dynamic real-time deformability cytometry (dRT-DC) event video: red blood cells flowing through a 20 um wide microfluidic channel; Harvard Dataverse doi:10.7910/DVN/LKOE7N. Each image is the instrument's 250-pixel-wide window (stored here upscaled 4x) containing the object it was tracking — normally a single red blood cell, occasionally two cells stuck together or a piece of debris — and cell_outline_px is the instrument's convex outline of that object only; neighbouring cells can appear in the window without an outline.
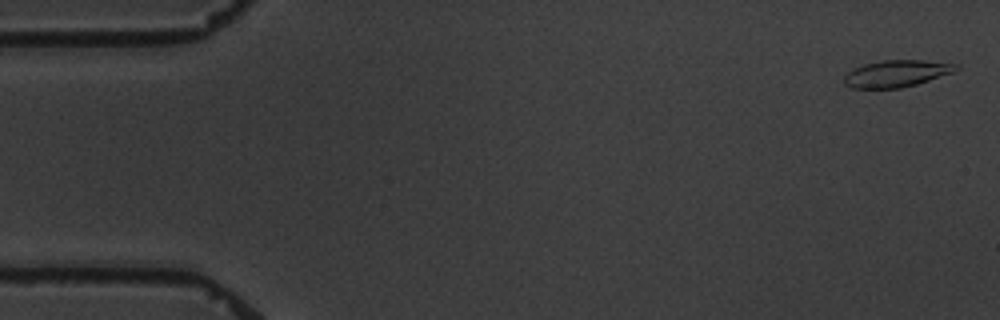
{"species": "common noctule bat (a hibernating species)", "species_latin": "Nyctalus noctula", "temperature_condition": "warm", "stored_images_in_passage": 10, "camera_frame_rate_fps": 3000, "um_per_image_px": 0.085, "animal": {"sex": "male", "body_mass_g": 19.5, "forearm_length_mm": 54.6}, "frame": {"image": 1, "passage_image": 1, "time_ms": 0.0, "image_size_px": [1000, 320], "cell_outline_px": [[960, 68], [952, 72], [916, 84], [900, 88], [852, 88], [844, 84], [844, 76], [852, 68], [864, 64], [880, 60], [920, 60], [960, 64]], "centroid_in_image_um": [76.17, 6.24], "position_along_channel_um": 8.8, "area_um2": 17.46}}
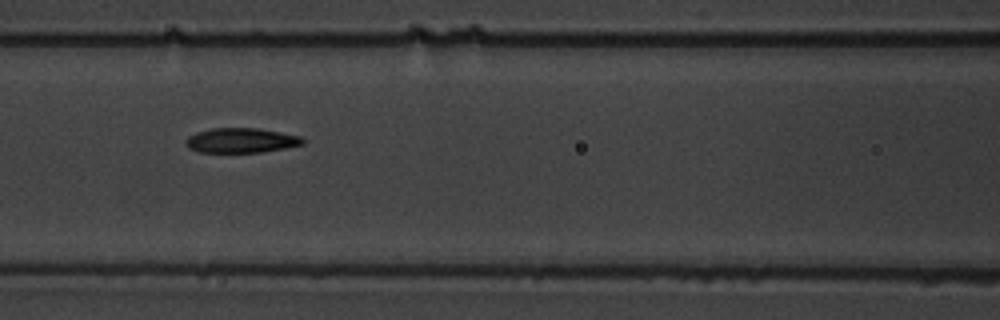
{"frame": {"image": 2, "passage_image": 7, "time_ms": 7.667, "image_size_px": [1000, 320], "cell_outline_px": [[304, 144], [284, 148], [260, 152], [200, 152], [188, 148], [184, 144], [184, 140], [188, 136], [196, 132], [212, 128], [256, 128], [280, 132], [300, 136], [304, 140]], "centroid_in_image_um": [20.44, 11.93], "position_along_channel_um": 146.2, "area_um2": 16.88}}
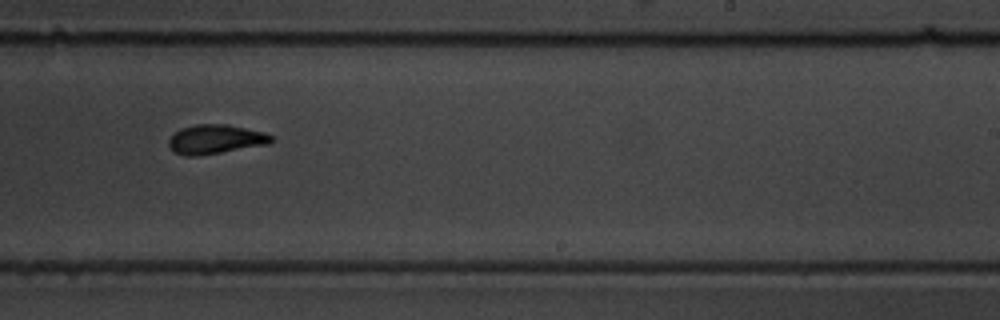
{"frame": {"image": 3, "passage_image": 10, "time_ms": 11.333, "image_size_px": [1000, 320], "cell_outline_px": [[272, 140], [268, 144], [200, 156], [184, 156], [172, 152], [168, 148], [168, 140], [180, 128], [196, 124], [228, 124], [264, 132], [272, 136]], "centroid_in_image_um": [18.26, 11.85], "position_along_channel_um": 270.7, "area_um2": 17.63}}